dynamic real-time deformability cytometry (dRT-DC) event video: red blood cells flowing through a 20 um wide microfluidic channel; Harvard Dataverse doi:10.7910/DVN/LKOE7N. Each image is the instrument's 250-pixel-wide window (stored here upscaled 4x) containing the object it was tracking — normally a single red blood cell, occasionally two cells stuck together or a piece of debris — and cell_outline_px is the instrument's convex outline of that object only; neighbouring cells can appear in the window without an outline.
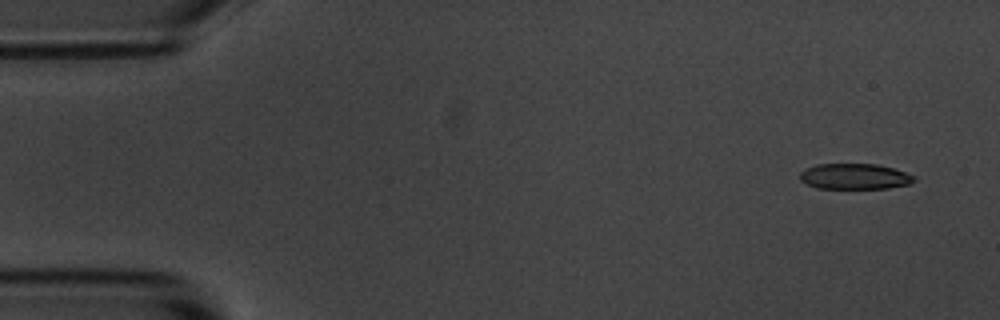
{"species": "common noctule bat (a hibernating species)", "species_latin": "Nyctalus noctula", "temperature_condition": "room temperature", "stored_images_in_passage": 5, "segment_of_instrument_passage": [2, 2], "camera_frame_rate_fps": 3000, "um_per_image_px": 0.085, "animal": {"sex": "male", "body_mass_g": 20.1, "forearm_length_mm": 53.5}, "frame": {"image": 1, "passage_image": 5, "time_ms": 5.0, "image_size_px": [1000, 320], "cell_outline_px": [[916, 180], [908, 184], [888, 188], [816, 188], [800, 180], [800, 172], [804, 168], [816, 164], [876, 164], [892, 168], [916, 176]], "centroid_in_image_um": [72.62, 14.99], "position_along_channel_um": 12.4, "area_um2": 17.05}}